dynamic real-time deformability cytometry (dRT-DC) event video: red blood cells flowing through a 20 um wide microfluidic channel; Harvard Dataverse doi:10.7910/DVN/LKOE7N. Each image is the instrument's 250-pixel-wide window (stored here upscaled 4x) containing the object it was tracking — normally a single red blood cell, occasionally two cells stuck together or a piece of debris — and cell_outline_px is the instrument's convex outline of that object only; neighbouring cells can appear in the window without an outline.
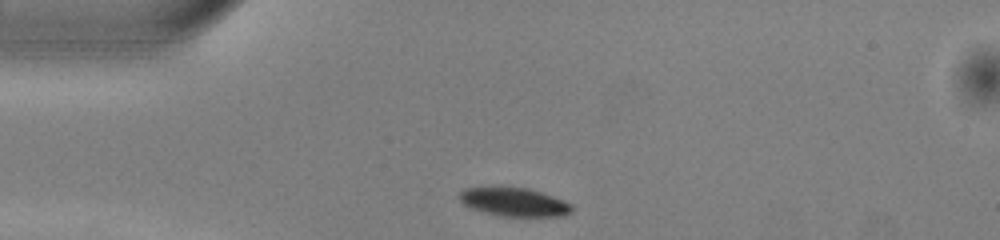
{"species": "common noctule bat (a hibernating species)", "species_latin": "Nyctalus noctula", "temperature_condition": "warm", "stored_images_in_passage": 23, "camera_frame_rate_fps": 3000, "um_per_image_px": 0.085, "animal": {"sex": "male", "body_mass_g": 13.0, "forearm_length_mm": 53.1}, "frame": {"image": 1, "passage_image": 1, "time_ms": 0.0, "image_size_px": [1000, 240], "cell_outline_px": [[572, 212], [560, 216], [500, 216], [484, 212], [472, 208], [464, 204], [460, 200], [460, 192], [464, 188], [496, 184], [528, 188], [564, 200], [572, 204]], "centroid_in_image_um": [43.65, 17.12], "position_along_channel_um": 41.3, "area_um2": 19.25}}
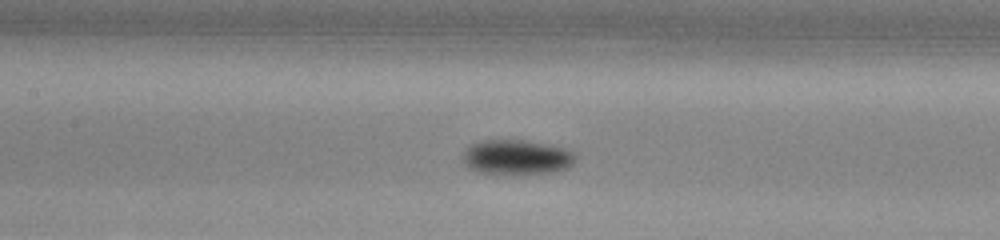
{"frame": {"image": 2, "passage_image": 12, "time_ms": 3.667, "image_size_px": [1000, 240], "cell_outline_px": [[576, 160], [568, 168], [556, 172], [516, 176], [512, 176], [476, 172], [468, 168], [464, 160], [464, 152], [472, 144], [484, 140], [524, 140], [548, 144], [568, 148], [576, 156]], "centroid_in_image_um": [43.97, 13.4], "position_along_channel_um": 163.4, "area_um2": 23.58}}
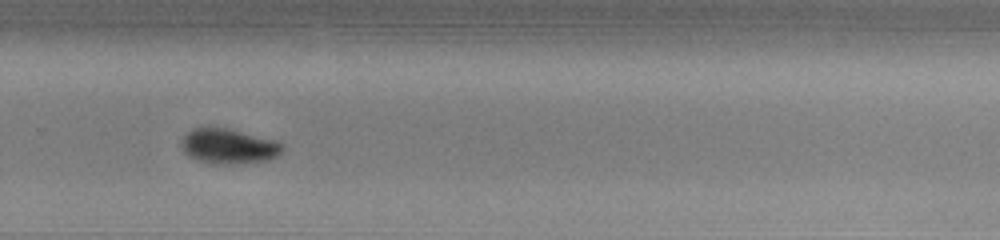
{"frame": {"image": 3, "passage_image": 23, "time_ms": 7.333, "image_size_px": [1000, 240], "cell_outline_px": [[284, 148], [276, 156], [268, 160], [244, 164], [208, 164], [196, 160], [188, 156], [184, 152], [180, 144], [184, 136], [192, 128], [208, 124], [232, 128], [276, 140], [284, 144]], "centroid_in_image_um": [19.4, 12.4], "position_along_channel_um": 310.4, "area_um2": 21.68}}